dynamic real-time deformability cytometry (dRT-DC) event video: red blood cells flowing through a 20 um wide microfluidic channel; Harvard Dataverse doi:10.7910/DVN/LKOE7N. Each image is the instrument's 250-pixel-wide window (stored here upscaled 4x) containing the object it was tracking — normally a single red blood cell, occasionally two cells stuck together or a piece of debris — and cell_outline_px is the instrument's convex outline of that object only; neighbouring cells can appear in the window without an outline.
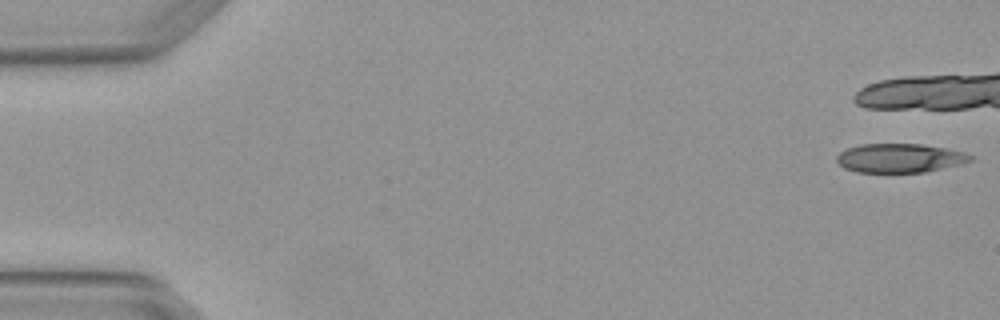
{"species": "Egyptian fruit bat (a non-hibernating species)", "species_latin": "Rousettus aegyptiacus", "temperature_condition": "warm", "stored_images_in_passage": 8, "camera_frame_rate_fps": 3000, "um_per_image_px": 0.085, "animal": {"sex": "female"}, "frame": {"image": 1, "passage_image": 1, "time_ms": 0.0, "image_size_px": [1000, 320], "cell_outline_px": [[976, 156], [972, 160], [960, 164], [928, 172], [856, 172], [844, 168], [836, 160], [836, 156], [840, 152], [848, 148], [860, 144], [920, 144], [948, 148], [964, 152]], "centroid_in_image_um": [76.51, 13.43], "position_along_channel_um": 8.5, "area_um2": 22.72}}